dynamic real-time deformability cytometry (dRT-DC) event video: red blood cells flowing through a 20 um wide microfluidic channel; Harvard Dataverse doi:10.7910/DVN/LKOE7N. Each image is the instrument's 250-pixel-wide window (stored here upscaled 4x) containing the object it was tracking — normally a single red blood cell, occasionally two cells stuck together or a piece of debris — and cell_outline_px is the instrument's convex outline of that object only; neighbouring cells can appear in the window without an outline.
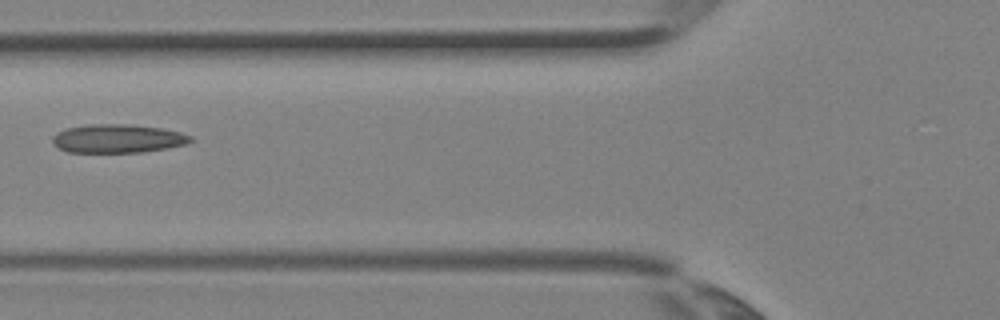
{"species": "Egyptian fruit bat (a non-hibernating species)", "species_latin": "Rousettus aegyptiacus", "temperature_condition": "room temperature", "stored_images_in_passage": 3, "camera_frame_rate_fps": 3000, "um_per_image_px": 0.085, "animal": {"sex": "female"}, "frame": {"image": 1, "passage_image": 3, "time_ms": 0.667, "image_size_px": [1000, 320], "cell_outline_px": [[192, 140], [184, 144], [168, 148], [144, 152], [68, 152], [52, 144], [52, 136], [56, 132], [68, 128], [88, 124], [128, 124], [160, 128], [180, 132], [192, 136]], "centroid_in_image_um": [9.98, 11.78], "position_along_channel_um": 115.8, "area_um2": 22.95}}